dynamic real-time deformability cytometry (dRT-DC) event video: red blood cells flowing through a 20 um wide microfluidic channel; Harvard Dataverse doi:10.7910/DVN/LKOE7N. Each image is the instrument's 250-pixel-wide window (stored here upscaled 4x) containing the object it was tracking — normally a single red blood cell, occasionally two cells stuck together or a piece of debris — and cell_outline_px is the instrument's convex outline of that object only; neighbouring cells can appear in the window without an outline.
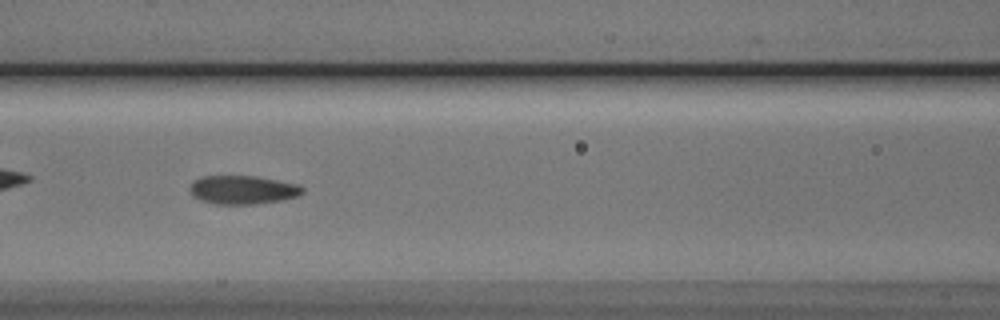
{"species": "Egyptian fruit bat (a non-hibernating species)", "species_latin": "Rousettus aegyptiacus", "temperature_condition": "cold", "stored_images_in_passage": 41, "camera_frame_rate_fps": 3000, "um_per_image_px": 0.085, "animal": {"sex": "male"}, "frame": {"image": 1, "passage_image": 10, "time_ms": 3.0, "image_size_px": [1000, 320], "cell_outline_px": [[304, 192], [300, 196], [284, 200], [256, 204], [216, 204], [200, 200], [192, 196], [188, 188], [192, 180], [200, 176], [256, 176], [300, 184], [304, 188]], "centroid_in_image_um": [20.64, 16.13], "position_along_channel_um": 146.0, "area_um2": 19.25}}
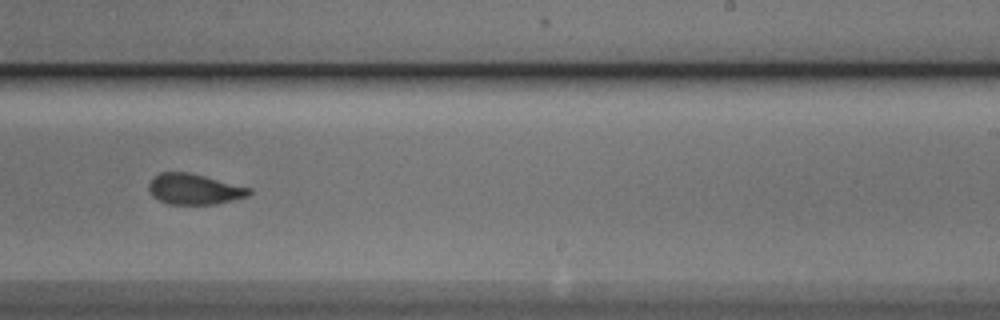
{"frame": {"image": 2, "passage_image": 20, "time_ms": 6.333, "image_size_px": [1000, 320], "cell_outline_px": [[252, 192], [248, 196], [216, 204], [168, 204], [152, 196], [148, 188], [148, 184], [152, 176], [160, 172], [188, 172], [252, 188]], "centroid_in_image_um": [16.49, 16.07], "position_along_channel_um": 272.5, "area_um2": 17.98}}
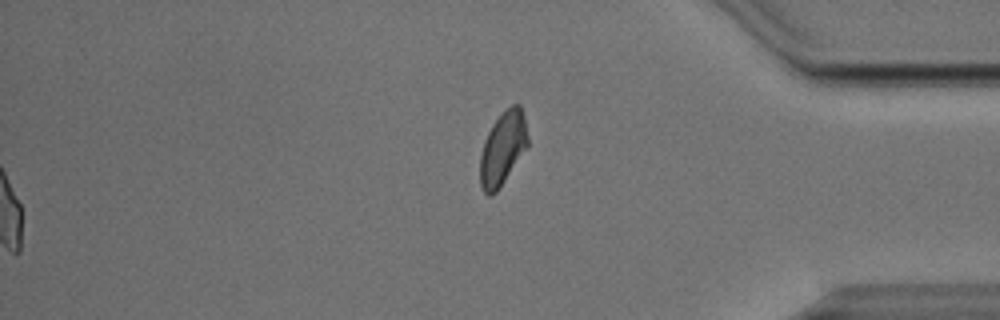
{"frame": {"image": 3, "passage_image": 41, "time_ms": 13.333, "image_size_px": [1000, 320], "cell_outline_px": [[528, 144], [496, 192], [492, 196], [488, 196], [484, 192], [480, 184], [480, 156], [484, 140], [492, 124], [504, 108], [512, 104], [520, 104], [524, 116], [528, 136]], "centroid_in_image_um": [42.71, 12.57], "position_along_channel_um": 392.5, "area_um2": 20.23}, "authors_computed_cell_mechanics": {"area_um2": 18.5538, "velocity_mm_per_s": 3.8084, "shape_relaxation_time_tau1_ms": 11.3748, "shape_relaxation_time_tau2_ms": 1.6069, "deformation_change_tau1": 0.2217, "deformation_change_tau2": 0.0655}}